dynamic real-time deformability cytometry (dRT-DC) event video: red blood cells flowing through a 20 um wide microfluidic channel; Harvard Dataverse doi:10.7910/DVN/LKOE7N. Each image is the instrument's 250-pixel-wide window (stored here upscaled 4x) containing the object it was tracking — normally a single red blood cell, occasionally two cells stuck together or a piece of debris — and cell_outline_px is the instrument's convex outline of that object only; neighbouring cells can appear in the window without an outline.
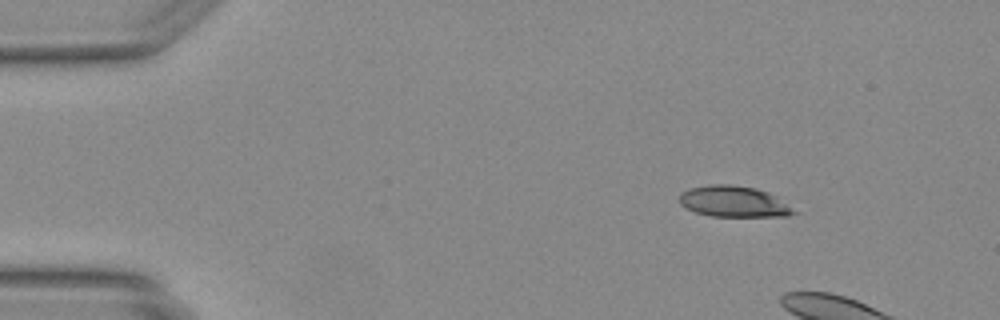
{"species": "Egyptian fruit bat (a non-hibernating species)", "species_latin": "Rousettus aegyptiacus", "temperature_condition": "warm", "stored_images_in_passage": 5, "camera_frame_rate_fps": 3000, "um_per_image_px": 0.085, "animal": {"sex": "female"}, "frame": {"image": 1, "passage_image": 1, "time_ms": 0.0, "image_size_px": [1000, 320], "cell_outline_px": [[800, 212], [788, 216], [712, 216], [696, 212], [680, 204], [680, 192], [688, 188], [708, 184], [732, 184], [756, 188], [768, 192], [776, 196]], "centroid_in_image_um": [62.39, 17.12], "position_along_channel_um": 22.6, "area_um2": 20.87}}